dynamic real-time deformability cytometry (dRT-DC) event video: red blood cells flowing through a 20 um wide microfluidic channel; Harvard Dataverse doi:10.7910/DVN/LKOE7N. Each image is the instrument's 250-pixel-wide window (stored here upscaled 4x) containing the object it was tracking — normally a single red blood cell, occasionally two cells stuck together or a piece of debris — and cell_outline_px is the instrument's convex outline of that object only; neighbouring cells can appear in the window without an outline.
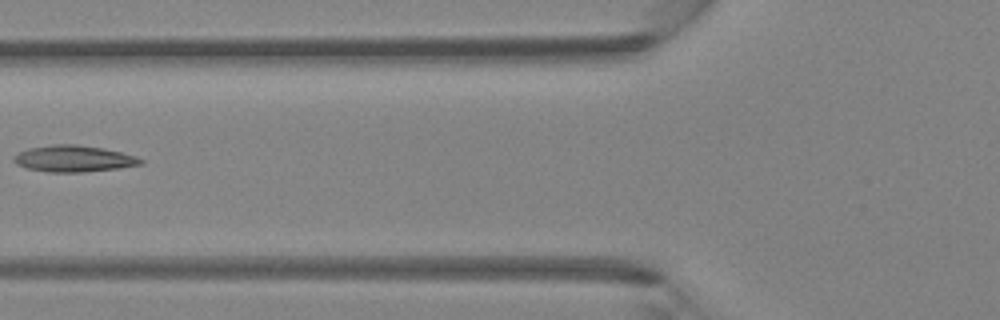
{"species": "Egyptian fruit bat (a non-hibernating species)", "species_latin": "Rousettus aegyptiacus", "temperature_condition": "room temperature", "stored_images_in_passage": 5, "camera_frame_rate_fps": 3000, "um_per_image_px": 0.085, "animal": {"sex": "female"}, "frame": {"image": 1, "passage_image": 5, "time_ms": 1.333, "image_size_px": [1000, 320], "cell_outline_px": [[144, 164], [120, 168], [84, 172], [48, 172], [24, 168], [16, 164], [12, 160], [12, 156], [28, 148], [52, 144], [76, 144], [104, 148], [136, 156], [144, 160]], "centroid_in_image_um": [6.25, 13.49], "position_along_channel_um": 119.6, "area_um2": 19.83}}